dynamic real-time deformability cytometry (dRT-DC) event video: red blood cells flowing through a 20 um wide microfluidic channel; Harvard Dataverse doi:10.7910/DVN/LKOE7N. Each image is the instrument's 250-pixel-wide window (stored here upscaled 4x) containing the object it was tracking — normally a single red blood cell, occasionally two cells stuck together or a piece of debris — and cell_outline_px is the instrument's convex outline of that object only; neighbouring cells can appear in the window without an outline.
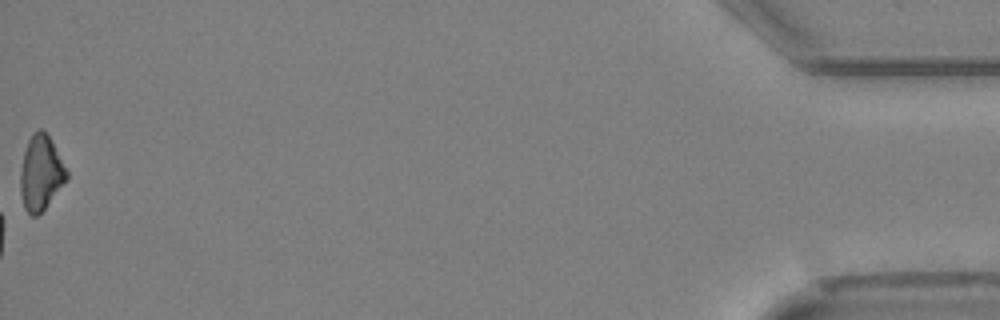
{"species": "Egyptian fruit bat (a non-hibernating species)", "species_latin": "Rousettus aegyptiacus", "temperature_condition": "cold", "stored_images_in_passage": 45, "camera_frame_rate_fps": 3000, "um_per_image_px": 0.085, "animal": {"sex": "female"}, "frame": {"image": 1, "passage_image": 45, "time_ms": 14.667, "image_size_px": [1000, 320], "cell_outline_px": [[68, 180], [44, 208], [36, 216], [32, 216], [24, 208], [20, 192], [20, 168], [24, 152], [28, 140], [32, 132], [40, 128], [48, 136], [68, 172]], "centroid_in_image_um": [3.45, 14.71], "position_along_channel_um": 431.7, "area_um2": 20.0}, "authors_computed_cell_mechanics": {"area_um2": 19.3052, "velocity_mm_per_s": 3.954, "shape_relaxation_time_tau1_ms": null, "shape_relaxation_time_tau2_ms": 9.6002, "deformation_change_tau1": null, "deformation_change_tau2": 0.0926}}